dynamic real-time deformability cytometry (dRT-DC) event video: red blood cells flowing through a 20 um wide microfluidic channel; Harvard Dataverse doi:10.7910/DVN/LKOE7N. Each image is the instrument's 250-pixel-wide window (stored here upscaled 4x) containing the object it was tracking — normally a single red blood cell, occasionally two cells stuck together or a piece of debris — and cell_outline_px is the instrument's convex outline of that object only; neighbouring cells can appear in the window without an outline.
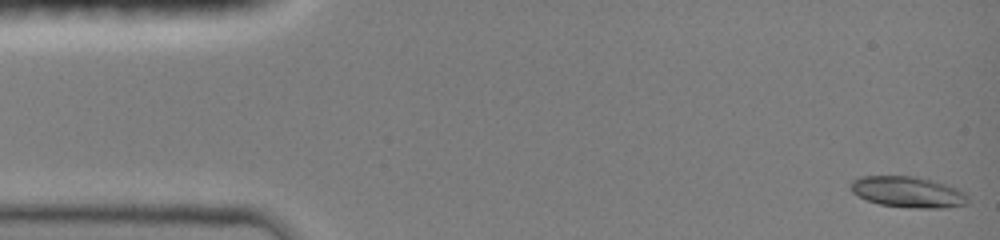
{"species": "common noctule bat (a hibernating species)", "species_latin": "Nyctalus noctula", "temperature_condition": "room temperature", "stored_images_in_passage": 47, "camera_frame_rate_fps": 3000, "um_per_image_px": 0.085, "animal": {"sex": "female", "body_mass_g": 19.0, "forearm_length_mm": 51.5}, "frame": {"image": 1, "passage_image": 1, "time_ms": 0.0, "image_size_px": [1000, 240], "cell_outline_px": [[968, 204], [944, 208], [912, 208], [880, 204], [868, 200], [852, 192], [852, 180], [860, 176], [916, 176], [948, 184], [964, 192], [968, 196]], "centroid_in_image_um": [77.22, 16.32], "position_along_channel_um": 7.8, "area_um2": 21.15}}
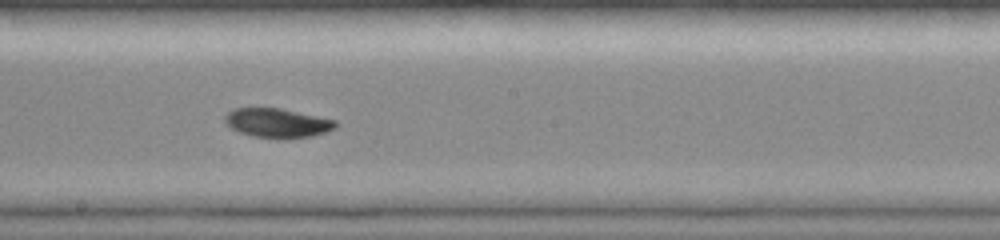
{"frame": {"image": 2, "passage_image": 26, "time_ms": 8.333, "image_size_px": [1000, 240], "cell_outline_px": [[340, 124], [336, 128], [312, 136], [252, 136], [240, 132], [232, 128], [224, 120], [224, 116], [232, 108], [280, 108], [336, 120]], "centroid_in_image_um": [23.58, 10.41], "position_along_channel_um": 224.6, "area_um2": 18.21}}
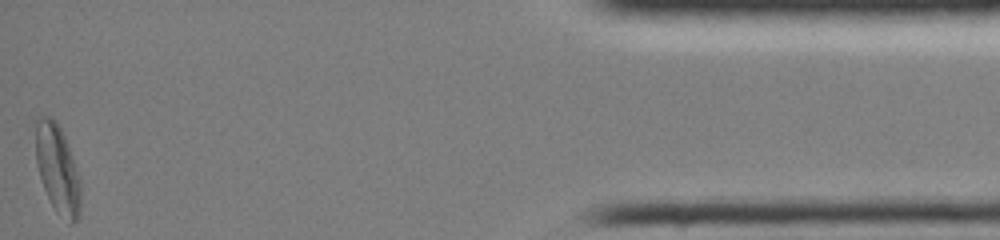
{"frame": {"image": 3, "passage_image": 47, "time_ms": 15.333, "image_size_px": [1000, 240], "cell_outline_px": [[80, 216], [72, 224], [68, 224], [52, 204], [44, 188], [36, 164], [32, 120], [40, 116], [52, 116], [56, 120], [64, 136], [80, 180]], "centroid_in_image_um": [4.83, 14.28], "position_along_channel_um": 430.4, "area_um2": 23.58}, "authors_computed_cell_mechanics": {"area_um2": 18.9584, "velocity_mm_per_s": 4.0122, "shape_relaxation_time_tau1_ms": 4.968, "shape_relaxation_time_tau2_ms": 7.9798, "deformation_change_tau1": 0.1367, "deformation_change_tau2": 0.0995}}